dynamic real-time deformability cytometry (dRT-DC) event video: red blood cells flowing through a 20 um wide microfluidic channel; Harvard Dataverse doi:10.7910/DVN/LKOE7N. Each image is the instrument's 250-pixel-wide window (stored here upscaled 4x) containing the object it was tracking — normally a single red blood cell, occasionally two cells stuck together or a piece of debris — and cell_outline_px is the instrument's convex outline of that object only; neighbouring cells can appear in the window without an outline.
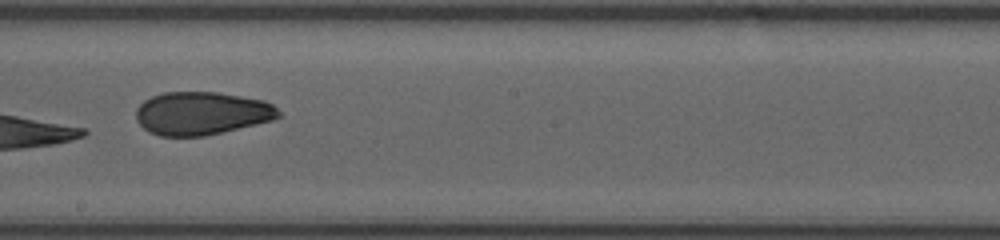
{"species": "human", "species_latin": "Homo sapiens", "temperature_condition": "room temperature", "stored_images_in_passage": 15, "camera_frame_rate_fps": 3000, "um_per_image_px": 0.085, "donor": {"sex": "female"}, "frame": {"image": 1, "passage_image": 7, "time_ms": 4.333, "image_size_px": [1000, 240], "cell_outline_px": [[280, 116], [272, 120], [256, 124], [204, 136], [160, 136], [148, 132], [136, 120], [136, 108], [144, 100], [152, 96], [164, 92], [216, 92], [264, 100], [272, 104], [280, 112]], "centroid_in_image_um": [17.11, 9.63], "position_along_channel_um": 231.1, "area_um2": 35.72}}
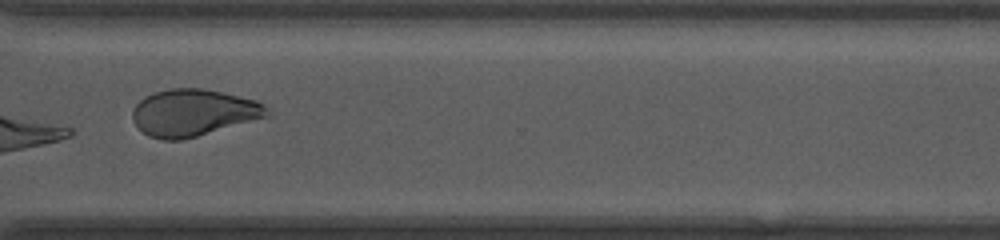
{"frame": {"image": 2, "passage_image": 11, "time_ms": 7.333, "image_size_px": [1000, 240], "cell_outline_px": [[272, 116], [196, 136], [180, 140], [164, 140], [148, 136], [132, 120], [132, 112], [136, 104], [144, 96], [168, 88], [200, 88], [224, 92], [256, 100], [264, 104], [272, 112]], "centroid_in_image_um": [16.48, 9.57], "position_along_channel_um": 354.1, "area_um2": 36.93}, "authors_computed_cell_mechanics": {"area_um2": 30.345, "velocity_mm_per_s": 4.1322, "shape_relaxation_time_tau1_ms": 3.1671, "shape_relaxation_time_tau2_ms": 1.6809, "deformation_change_tau1": 0.1784, "deformation_change_tau2": 0.0647}}